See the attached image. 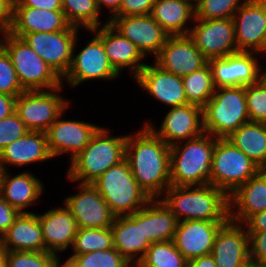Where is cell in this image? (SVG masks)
<instances>
[{
    "instance_id": "cell-1",
    "label": "cell",
    "mask_w": 266,
    "mask_h": 267,
    "mask_svg": "<svg viewBox=\"0 0 266 267\" xmlns=\"http://www.w3.org/2000/svg\"><path fill=\"white\" fill-rule=\"evenodd\" d=\"M133 134H127L125 158L139 186L151 199L160 198L171 186L170 146L145 124Z\"/></svg>"
},
{
    "instance_id": "cell-2",
    "label": "cell",
    "mask_w": 266,
    "mask_h": 267,
    "mask_svg": "<svg viewBox=\"0 0 266 267\" xmlns=\"http://www.w3.org/2000/svg\"><path fill=\"white\" fill-rule=\"evenodd\" d=\"M160 199L178 221L227 222L229 220V196L212 184L171 185Z\"/></svg>"
},
{
    "instance_id": "cell-3",
    "label": "cell",
    "mask_w": 266,
    "mask_h": 267,
    "mask_svg": "<svg viewBox=\"0 0 266 267\" xmlns=\"http://www.w3.org/2000/svg\"><path fill=\"white\" fill-rule=\"evenodd\" d=\"M109 131L101 126L88 145L70 161L67 180L91 184L108 168L125 159L127 135L112 136Z\"/></svg>"
},
{
    "instance_id": "cell-4",
    "label": "cell",
    "mask_w": 266,
    "mask_h": 267,
    "mask_svg": "<svg viewBox=\"0 0 266 267\" xmlns=\"http://www.w3.org/2000/svg\"><path fill=\"white\" fill-rule=\"evenodd\" d=\"M217 138L204 132L170 146V182L174 186L211 184L212 154Z\"/></svg>"
},
{
    "instance_id": "cell-5",
    "label": "cell",
    "mask_w": 266,
    "mask_h": 267,
    "mask_svg": "<svg viewBox=\"0 0 266 267\" xmlns=\"http://www.w3.org/2000/svg\"><path fill=\"white\" fill-rule=\"evenodd\" d=\"M91 184L116 217L131 215L151 200L137 183L126 158L108 168Z\"/></svg>"
},
{
    "instance_id": "cell-6",
    "label": "cell",
    "mask_w": 266,
    "mask_h": 267,
    "mask_svg": "<svg viewBox=\"0 0 266 267\" xmlns=\"http://www.w3.org/2000/svg\"><path fill=\"white\" fill-rule=\"evenodd\" d=\"M249 121L245 86L215 88L212 98L203 107L204 131L215 138H228Z\"/></svg>"
},
{
    "instance_id": "cell-7",
    "label": "cell",
    "mask_w": 266,
    "mask_h": 267,
    "mask_svg": "<svg viewBox=\"0 0 266 267\" xmlns=\"http://www.w3.org/2000/svg\"><path fill=\"white\" fill-rule=\"evenodd\" d=\"M0 46L9 55L19 82L25 91L61 87L62 79L21 37L0 34Z\"/></svg>"
},
{
    "instance_id": "cell-8",
    "label": "cell",
    "mask_w": 266,
    "mask_h": 267,
    "mask_svg": "<svg viewBox=\"0 0 266 267\" xmlns=\"http://www.w3.org/2000/svg\"><path fill=\"white\" fill-rule=\"evenodd\" d=\"M259 167L227 138H217L211 166V184L228 196L255 176Z\"/></svg>"
},
{
    "instance_id": "cell-9",
    "label": "cell",
    "mask_w": 266,
    "mask_h": 267,
    "mask_svg": "<svg viewBox=\"0 0 266 267\" xmlns=\"http://www.w3.org/2000/svg\"><path fill=\"white\" fill-rule=\"evenodd\" d=\"M63 88L64 85L50 90L24 91L16 97L15 112L29 131L46 132L70 106L71 101L59 94Z\"/></svg>"
},
{
    "instance_id": "cell-10",
    "label": "cell",
    "mask_w": 266,
    "mask_h": 267,
    "mask_svg": "<svg viewBox=\"0 0 266 267\" xmlns=\"http://www.w3.org/2000/svg\"><path fill=\"white\" fill-rule=\"evenodd\" d=\"M77 37L73 46L72 64L62 79V82L69 84L71 87H77L82 82L89 80H116L119 74L115 71L108 56L105 53L102 40L94 33L83 49L76 54Z\"/></svg>"
},
{
    "instance_id": "cell-11",
    "label": "cell",
    "mask_w": 266,
    "mask_h": 267,
    "mask_svg": "<svg viewBox=\"0 0 266 267\" xmlns=\"http://www.w3.org/2000/svg\"><path fill=\"white\" fill-rule=\"evenodd\" d=\"M80 30L70 26L59 32L28 33L22 39L63 79L71 67L73 46Z\"/></svg>"
},
{
    "instance_id": "cell-12",
    "label": "cell",
    "mask_w": 266,
    "mask_h": 267,
    "mask_svg": "<svg viewBox=\"0 0 266 267\" xmlns=\"http://www.w3.org/2000/svg\"><path fill=\"white\" fill-rule=\"evenodd\" d=\"M189 36L207 58H221L238 52L233 18L205 20L194 18Z\"/></svg>"
},
{
    "instance_id": "cell-13",
    "label": "cell",
    "mask_w": 266,
    "mask_h": 267,
    "mask_svg": "<svg viewBox=\"0 0 266 267\" xmlns=\"http://www.w3.org/2000/svg\"><path fill=\"white\" fill-rule=\"evenodd\" d=\"M46 131L48 148L52 157L70 155L72 161L90 142L92 136L101 127L80 120H63L64 112Z\"/></svg>"
},
{
    "instance_id": "cell-14",
    "label": "cell",
    "mask_w": 266,
    "mask_h": 267,
    "mask_svg": "<svg viewBox=\"0 0 266 267\" xmlns=\"http://www.w3.org/2000/svg\"><path fill=\"white\" fill-rule=\"evenodd\" d=\"M78 184L76 194L65 197L63 204L72 213L78 228H107L116 216L92 184Z\"/></svg>"
},
{
    "instance_id": "cell-15",
    "label": "cell",
    "mask_w": 266,
    "mask_h": 267,
    "mask_svg": "<svg viewBox=\"0 0 266 267\" xmlns=\"http://www.w3.org/2000/svg\"><path fill=\"white\" fill-rule=\"evenodd\" d=\"M165 113L160 127L146 121L147 125L168 146L187 141L203 134V108L187 104L181 107H172ZM158 130H156V129Z\"/></svg>"
},
{
    "instance_id": "cell-16",
    "label": "cell",
    "mask_w": 266,
    "mask_h": 267,
    "mask_svg": "<svg viewBox=\"0 0 266 267\" xmlns=\"http://www.w3.org/2000/svg\"><path fill=\"white\" fill-rule=\"evenodd\" d=\"M108 22L134 43L145 58L148 54L155 58L169 36L151 14L113 16Z\"/></svg>"
},
{
    "instance_id": "cell-17",
    "label": "cell",
    "mask_w": 266,
    "mask_h": 267,
    "mask_svg": "<svg viewBox=\"0 0 266 267\" xmlns=\"http://www.w3.org/2000/svg\"><path fill=\"white\" fill-rule=\"evenodd\" d=\"M255 52H237L208 59L215 88L249 86L259 81L260 59ZM255 56V57H254Z\"/></svg>"
},
{
    "instance_id": "cell-18",
    "label": "cell",
    "mask_w": 266,
    "mask_h": 267,
    "mask_svg": "<svg viewBox=\"0 0 266 267\" xmlns=\"http://www.w3.org/2000/svg\"><path fill=\"white\" fill-rule=\"evenodd\" d=\"M238 52L262 55L266 28V0H247L233 16Z\"/></svg>"
},
{
    "instance_id": "cell-19",
    "label": "cell",
    "mask_w": 266,
    "mask_h": 267,
    "mask_svg": "<svg viewBox=\"0 0 266 267\" xmlns=\"http://www.w3.org/2000/svg\"><path fill=\"white\" fill-rule=\"evenodd\" d=\"M154 63L163 70L183 77L204 67L208 59L189 35H176L167 37Z\"/></svg>"
},
{
    "instance_id": "cell-20",
    "label": "cell",
    "mask_w": 266,
    "mask_h": 267,
    "mask_svg": "<svg viewBox=\"0 0 266 267\" xmlns=\"http://www.w3.org/2000/svg\"><path fill=\"white\" fill-rule=\"evenodd\" d=\"M103 42L105 53L115 71L121 75L127 69L134 79L145 67V57L137 46L118 32L107 20L99 28L90 30Z\"/></svg>"
},
{
    "instance_id": "cell-21",
    "label": "cell",
    "mask_w": 266,
    "mask_h": 267,
    "mask_svg": "<svg viewBox=\"0 0 266 267\" xmlns=\"http://www.w3.org/2000/svg\"><path fill=\"white\" fill-rule=\"evenodd\" d=\"M225 223L203 220L179 221L172 241L187 261L210 255L215 237Z\"/></svg>"
},
{
    "instance_id": "cell-22",
    "label": "cell",
    "mask_w": 266,
    "mask_h": 267,
    "mask_svg": "<svg viewBox=\"0 0 266 267\" xmlns=\"http://www.w3.org/2000/svg\"><path fill=\"white\" fill-rule=\"evenodd\" d=\"M134 80L151 97L169 108L188 104L182 77L163 70L155 63H147Z\"/></svg>"
},
{
    "instance_id": "cell-23",
    "label": "cell",
    "mask_w": 266,
    "mask_h": 267,
    "mask_svg": "<svg viewBox=\"0 0 266 267\" xmlns=\"http://www.w3.org/2000/svg\"><path fill=\"white\" fill-rule=\"evenodd\" d=\"M211 255L217 267H243L251 261L246 227L228 220L215 237Z\"/></svg>"
},
{
    "instance_id": "cell-24",
    "label": "cell",
    "mask_w": 266,
    "mask_h": 267,
    "mask_svg": "<svg viewBox=\"0 0 266 267\" xmlns=\"http://www.w3.org/2000/svg\"><path fill=\"white\" fill-rule=\"evenodd\" d=\"M110 228L114 248L136 267L150 246L142 231V209L128 216H117Z\"/></svg>"
},
{
    "instance_id": "cell-25",
    "label": "cell",
    "mask_w": 266,
    "mask_h": 267,
    "mask_svg": "<svg viewBox=\"0 0 266 267\" xmlns=\"http://www.w3.org/2000/svg\"><path fill=\"white\" fill-rule=\"evenodd\" d=\"M42 228L45 248L57 256L72 247L78 226L72 213L63 205L37 214Z\"/></svg>"
},
{
    "instance_id": "cell-26",
    "label": "cell",
    "mask_w": 266,
    "mask_h": 267,
    "mask_svg": "<svg viewBox=\"0 0 266 267\" xmlns=\"http://www.w3.org/2000/svg\"><path fill=\"white\" fill-rule=\"evenodd\" d=\"M52 158L46 132L28 131L23 137L0 151V166L2 171H6L7 166L24 167V165L46 162Z\"/></svg>"
},
{
    "instance_id": "cell-27",
    "label": "cell",
    "mask_w": 266,
    "mask_h": 267,
    "mask_svg": "<svg viewBox=\"0 0 266 267\" xmlns=\"http://www.w3.org/2000/svg\"><path fill=\"white\" fill-rule=\"evenodd\" d=\"M8 172V173H7ZM31 172H21L15 176L9 170L2 171L0 176V196L20 213L27 207L40 201L45 190L44 183Z\"/></svg>"
},
{
    "instance_id": "cell-28",
    "label": "cell",
    "mask_w": 266,
    "mask_h": 267,
    "mask_svg": "<svg viewBox=\"0 0 266 267\" xmlns=\"http://www.w3.org/2000/svg\"><path fill=\"white\" fill-rule=\"evenodd\" d=\"M67 22L62 10H45L28 6H14L13 22L9 33L23 37L35 32H59L67 30Z\"/></svg>"
},
{
    "instance_id": "cell-29",
    "label": "cell",
    "mask_w": 266,
    "mask_h": 267,
    "mask_svg": "<svg viewBox=\"0 0 266 267\" xmlns=\"http://www.w3.org/2000/svg\"><path fill=\"white\" fill-rule=\"evenodd\" d=\"M1 246L5 251L48 252L37 213H20L2 235Z\"/></svg>"
},
{
    "instance_id": "cell-30",
    "label": "cell",
    "mask_w": 266,
    "mask_h": 267,
    "mask_svg": "<svg viewBox=\"0 0 266 267\" xmlns=\"http://www.w3.org/2000/svg\"><path fill=\"white\" fill-rule=\"evenodd\" d=\"M266 210V180L257 173L229 195V220L243 224L254 213Z\"/></svg>"
},
{
    "instance_id": "cell-31",
    "label": "cell",
    "mask_w": 266,
    "mask_h": 267,
    "mask_svg": "<svg viewBox=\"0 0 266 267\" xmlns=\"http://www.w3.org/2000/svg\"><path fill=\"white\" fill-rule=\"evenodd\" d=\"M151 15L169 36L189 35L195 7L190 0H155Z\"/></svg>"
},
{
    "instance_id": "cell-32",
    "label": "cell",
    "mask_w": 266,
    "mask_h": 267,
    "mask_svg": "<svg viewBox=\"0 0 266 267\" xmlns=\"http://www.w3.org/2000/svg\"><path fill=\"white\" fill-rule=\"evenodd\" d=\"M178 219L160 198L151 199L142 208V231L146 241H172L177 230Z\"/></svg>"
},
{
    "instance_id": "cell-33",
    "label": "cell",
    "mask_w": 266,
    "mask_h": 267,
    "mask_svg": "<svg viewBox=\"0 0 266 267\" xmlns=\"http://www.w3.org/2000/svg\"><path fill=\"white\" fill-rule=\"evenodd\" d=\"M227 139L259 168L266 166V123H244Z\"/></svg>"
},
{
    "instance_id": "cell-34",
    "label": "cell",
    "mask_w": 266,
    "mask_h": 267,
    "mask_svg": "<svg viewBox=\"0 0 266 267\" xmlns=\"http://www.w3.org/2000/svg\"><path fill=\"white\" fill-rule=\"evenodd\" d=\"M182 82L188 104H193L201 108L212 98L215 91L212 70L209 63L201 69L183 76Z\"/></svg>"
},
{
    "instance_id": "cell-35",
    "label": "cell",
    "mask_w": 266,
    "mask_h": 267,
    "mask_svg": "<svg viewBox=\"0 0 266 267\" xmlns=\"http://www.w3.org/2000/svg\"><path fill=\"white\" fill-rule=\"evenodd\" d=\"M61 2L63 14L71 26L84 28L89 32L102 26L96 0H61Z\"/></svg>"
},
{
    "instance_id": "cell-36",
    "label": "cell",
    "mask_w": 266,
    "mask_h": 267,
    "mask_svg": "<svg viewBox=\"0 0 266 267\" xmlns=\"http://www.w3.org/2000/svg\"><path fill=\"white\" fill-rule=\"evenodd\" d=\"M136 267H188V261L173 241H163L150 245Z\"/></svg>"
},
{
    "instance_id": "cell-37",
    "label": "cell",
    "mask_w": 266,
    "mask_h": 267,
    "mask_svg": "<svg viewBox=\"0 0 266 267\" xmlns=\"http://www.w3.org/2000/svg\"><path fill=\"white\" fill-rule=\"evenodd\" d=\"M73 254H86L114 248L113 234L107 228H78L72 247Z\"/></svg>"
},
{
    "instance_id": "cell-38",
    "label": "cell",
    "mask_w": 266,
    "mask_h": 267,
    "mask_svg": "<svg viewBox=\"0 0 266 267\" xmlns=\"http://www.w3.org/2000/svg\"><path fill=\"white\" fill-rule=\"evenodd\" d=\"M66 260L74 267H133L115 248L72 254Z\"/></svg>"
},
{
    "instance_id": "cell-39",
    "label": "cell",
    "mask_w": 266,
    "mask_h": 267,
    "mask_svg": "<svg viewBox=\"0 0 266 267\" xmlns=\"http://www.w3.org/2000/svg\"><path fill=\"white\" fill-rule=\"evenodd\" d=\"M247 0H198L195 4V18L214 20L233 18L235 12Z\"/></svg>"
},
{
    "instance_id": "cell-40",
    "label": "cell",
    "mask_w": 266,
    "mask_h": 267,
    "mask_svg": "<svg viewBox=\"0 0 266 267\" xmlns=\"http://www.w3.org/2000/svg\"><path fill=\"white\" fill-rule=\"evenodd\" d=\"M59 257L51 252L5 251L4 267H54Z\"/></svg>"
},
{
    "instance_id": "cell-41",
    "label": "cell",
    "mask_w": 266,
    "mask_h": 267,
    "mask_svg": "<svg viewBox=\"0 0 266 267\" xmlns=\"http://www.w3.org/2000/svg\"><path fill=\"white\" fill-rule=\"evenodd\" d=\"M245 96L250 121L266 123V87L260 81L245 86Z\"/></svg>"
},
{
    "instance_id": "cell-42",
    "label": "cell",
    "mask_w": 266,
    "mask_h": 267,
    "mask_svg": "<svg viewBox=\"0 0 266 267\" xmlns=\"http://www.w3.org/2000/svg\"><path fill=\"white\" fill-rule=\"evenodd\" d=\"M24 91L9 55L0 46V92L17 97Z\"/></svg>"
},
{
    "instance_id": "cell-43",
    "label": "cell",
    "mask_w": 266,
    "mask_h": 267,
    "mask_svg": "<svg viewBox=\"0 0 266 267\" xmlns=\"http://www.w3.org/2000/svg\"><path fill=\"white\" fill-rule=\"evenodd\" d=\"M29 130L16 112L0 120V151L23 137Z\"/></svg>"
},
{
    "instance_id": "cell-44",
    "label": "cell",
    "mask_w": 266,
    "mask_h": 267,
    "mask_svg": "<svg viewBox=\"0 0 266 267\" xmlns=\"http://www.w3.org/2000/svg\"><path fill=\"white\" fill-rule=\"evenodd\" d=\"M250 260L266 266V231L248 232Z\"/></svg>"
},
{
    "instance_id": "cell-45",
    "label": "cell",
    "mask_w": 266,
    "mask_h": 267,
    "mask_svg": "<svg viewBox=\"0 0 266 267\" xmlns=\"http://www.w3.org/2000/svg\"><path fill=\"white\" fill-rule=\"evenodd\" d=\"M155 0H122L114 16H135L151 14Z\"/></svg>"
},
{
    "instance_id": "cell-46",
    "label": "cell",
    "mask_w": 266,
    "mask_h": 267,
    "mask_svg": "<svg viewBox=\"0 0 266 267\" xmlns=\"http://www.w3.org/2000/svg\"><path fill=\"white\" fill-rule=\"evenodd\" d=\"M20 212L10 206L0 196V235L2 236L8 228L14 223V220L19 216Z\"/></svg>"
},
{
    "instance_id": "cell-47",
    "label": "cell",
    "mask_w": 266,
    "mask_h": 267,
    "mask_svg": "<svg viewBox=\"0 0 266 267\" xmlns=\"http://www.w3.org/2000/svg\"><path fill=\"white\" fill-rule=\"evenodd\" d=\"M15 0H0V33L9 32L13 22Z\"/></svg>"
},
{
    "instance_id": "cell-48",
    "label": "cell",
    "mask_w": 266,
    "mask_h": 267,
    "mask_svg": "<svg viewBox=\"0 0 266 267\" xmlns=\"http://www.w3.org/2000/svg\"><path fill=\"white\" fill-rule=\"evenodd\" d=\"M14 6H28L45 10H62L61 0H15Z\"/></svg>"
},
{
    "instance_id": "cell-49",
    "label": "cell",
    "mask_w": 266,
    "mask_h": 267,
    "mask_svg": "<svg viewBox=\"0 0 266 267\" xmlns=\"http://www.w3.org/2000/svg\"><path fill=\"white\" fill-rule=\"evenodd\" d=\"M243 225L247 232H262L266 231V210L254 213Z\"/></svg>"
},
{
    "instance_id": "cell-50",
    "label": "cell",
    "mask_w": 266,
    "mask_h": 267,
    "mask_svg": "<svg viewBox=\"0 0 266 267\" xmlns=\"http://www.w3.org/2000/svg\"><path fill=\"white\" fill-rule=\"evenodd\" d=\"M16 97L0 92V120L15 112Z\"/></svg>"
},
{
    "instance_id": "cell-51",
    "label": "cell",
    "mask_w": 266,
    "mask_h": 267,
    "mask_svg": "<svg viewBox=\"0 0 266 267\" xmlns=\"http://www.w3.org/2000/svg\"><path fill=\"white\" fill-rule=\"evenodd\" d=\"M121 3L122 0H96V4L99 11H101V8L104 7L105 9L107 8L110 12L109 17H107V21L110 20L118 12Z\"/></svg>"
},
{
    "instance_id": "cell-52",
    "label": "cell",
    "mask_w": 266,
    "mask_h": 267,
    "mask_svg": "<svg viewBox=\"0 0 266 267\" xmlns=\"http://www.w3.org/2000/svg\"><path fill=\"white\" fill-rule=\"evenodd\" d=\"M188 267H217L212 255L194 258L188 261Z\"/></svg>"
},
{
    "instance_id": "cell-53",
    "label": "cell",
    "mask_w": 266,
    "mask_h": 267,
    "mask_svg": "<svg viewBox=\"0 0 266 267\" xmlns=\"http://www.w3.org/2000/svg\"><path fill=\"white\" fill-rule=\"evenodd\" d=\"M259 81L266 87V67L262 72V66L261 65H260V71H259Z\"/></svg>"
},
{
    "instance_id": "cell-54",
    "label": "cell",
    "mask_w": 266,
    "mask_h": 267,
    "mask_svg": "<svg viewBox=\"0 0 266 267\" xmlns=\"http://www.w3.org/2000/svg\"><path fill=\"white\" fill-rule=\"evenodd\" d=\"M60 261L61 260L58 259L54 267H74V265H72V263L68 260L64 261V263H60Z\"/></svg>"
},
{
    "instance_id": "cell-55",
    "label": "cell",
    "mask_w": 266,
    "mask_h": 267,
    "mask_svg": "<svg viewBox=\"0 0 266 267\" xmlns=\"http://www.w3.org/2000/svg\"><path fill=\"white\" fill-rule=\"evenodd\" d=\"M5 265V250L1 246L0 242V267H4Z\"/></svg>"
},
{
    "instance_id": "cell-56",
    "label": "cell",
    "mask_w": 266,
    "mask_h": 267,
    "mask_svg": "<svg viewBox=\"0 0 266 267\" xmlns=\"http://www.w3.org/2000/svg\"><path fill=\"white\" fill-rule=\"evenodd\" d=\"M243 267H266L264 265H260L258 263H254L252 261H249L247 264H245Z\"/></svg>"
},
{
    "instance_id": "cell-57",
    "label": "cell",
    "mask_w": 266,
    "mask_h": 267,
    "mask_svg": "<svg viewBox=\"0 0 266 267\" xmlns=\"http://www.w3.org/2000/svg\"><path fill=\"white\" fill-rule=\"evenodd\" d=\"M258 173L266 180V166L260 167Z\"/></svg>"
},
{
    "instance_id": "cell-58",
    "label": "cell",
    "mask_w": 266,
    "mask_h": 267,
    "mask_svg": "<svg viewBox=\"0 0 266 267\" xmlns=\"http://www.w3.org/2000/svg\"><path fill=\"white\" fill-rule=\"evenodd\" d=\"M262 55L266 56V28H265V35H264V46H263V49H262Z\"/></svg>"
},
{
    "instance_id": "cell-59",
    "label": "cell",
    "mask_w": 266,
    "mask_h": 267,
    "mask_svg": "<svg viewBox=\"0 0 266 267\" xmlns=\"http://www.w3.org/2000/svg\"><path fill=\"white\" fill-rule=\"evenodd\" d=\"M193 4H195L198 0H190Z\"/></svg>"
}]
</instances>
